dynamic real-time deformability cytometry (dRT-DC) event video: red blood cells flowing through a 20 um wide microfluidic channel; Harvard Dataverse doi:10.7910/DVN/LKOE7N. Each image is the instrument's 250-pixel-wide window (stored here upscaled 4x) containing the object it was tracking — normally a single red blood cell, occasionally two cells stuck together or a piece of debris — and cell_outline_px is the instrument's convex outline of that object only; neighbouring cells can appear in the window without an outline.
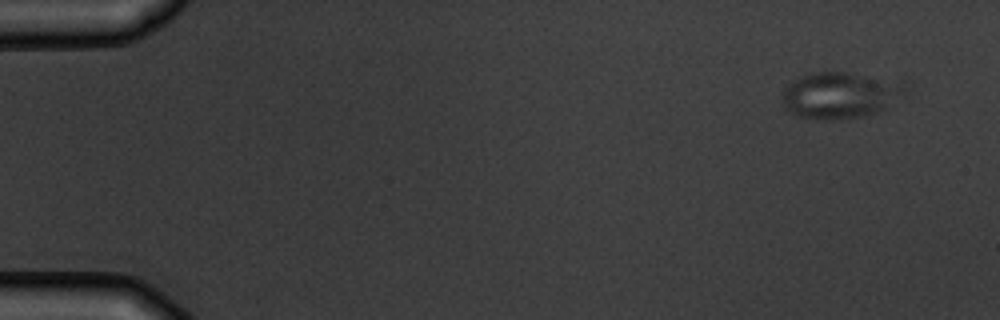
{"species": "common noctule bat (a hibernating species)", "species_latin": "Nyctalus noctula", "temperature_condition": "warm", "stored_images_in_passage": 4, "camera_frame_rate_fps": 3000, "um_per_image_px": 0.085, "animal": {"sex": "male", "body_mass_g": 19.5, "forearm_length_mm": 54.6}, "frame": {"image": 1, "passage_image": 1, "time_ms": 0.0, "image_size_px": [1000, 320], "cell_outline_px": [[904, 88], [888, 108], [880, 112], [864, 116], [828, 120], [820, 120], [796, 116], [784, 112], [784, 88], [788, 84], [812, 72], [844, 72], [904, 80]], "centroid_in_image_um": [71.39, 8.1], "position_along_channel_um": 13.6, "area_um2": 33.23}}